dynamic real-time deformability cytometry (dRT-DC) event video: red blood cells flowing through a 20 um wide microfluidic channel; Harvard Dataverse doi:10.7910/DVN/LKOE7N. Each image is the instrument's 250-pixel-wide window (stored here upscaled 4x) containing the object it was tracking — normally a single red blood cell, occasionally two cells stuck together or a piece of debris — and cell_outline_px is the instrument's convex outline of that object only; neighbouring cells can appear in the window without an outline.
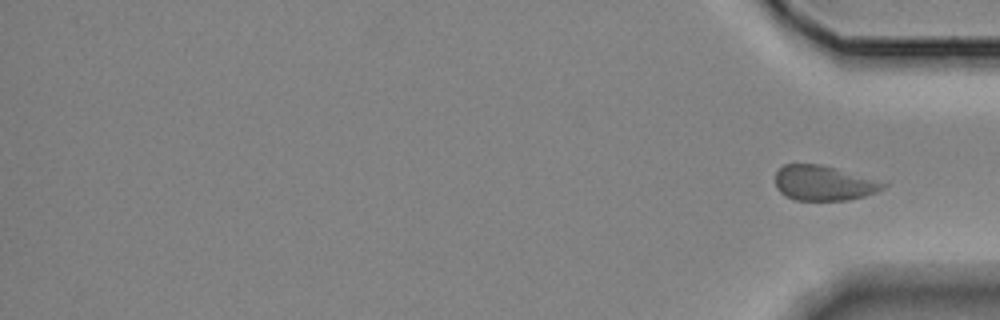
{"species": "Egyptian fruit bat (a non-hibernating species)", "species_latin": "Rousettus aegyptiacus", "temperature_condition": "room temperature", "stored_images_in_passage": 17, "segment_of_instrument_passage": [2, 2], "camera_frame_rate_fps": 3000, "um_per_image_px": 0.085, "animal": {"sex": "female"}, "frame": {"image": 1, "passage_image": 17, "time_ms": 18.0, "image_size_px": [1000, 320], "cell_outline_px": [[888, 184], [884, 188], [876, 192], [864, 196], [848, 200], [796, 200], [784, 196], [776, 188], [776, 172], [784, 164], [820, 164], [888, 180]], "centroid_in_image_um": [70.11, 15.55], "position_along_channel_um": 365.1, "area_um2": 22.6}}